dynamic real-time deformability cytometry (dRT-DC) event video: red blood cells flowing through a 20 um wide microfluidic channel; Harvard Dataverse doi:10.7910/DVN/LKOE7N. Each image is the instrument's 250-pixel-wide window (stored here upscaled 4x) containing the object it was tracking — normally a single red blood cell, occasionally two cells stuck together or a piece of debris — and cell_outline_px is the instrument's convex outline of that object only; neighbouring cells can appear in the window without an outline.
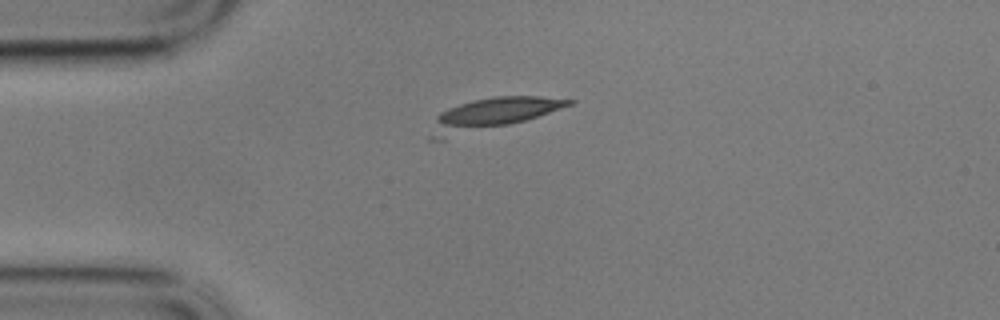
{"species": "common noctule bat (a hibernating species)", "species_latin": "Nyctalus noctula", "temperature_condition": "cold", "stored_images_in_passage": 22, "camera_frame_rate_fps": 3000, "um_per_image_px": 0.085, "animal": {"sex": "male", "body_mass_g": 17.9}, "frame": {"image": 1, "passage_image": 1, "time_ms": 0.0, "image_size_px": [1000, 320], "cell_outline_px": [[576, 100], [572, 104], [524, 120], [444, 140], [428, 140], [428, 136], [436, 116], [440, 112], [448, 108], [472, 100], [496, 96], [540, 96]], "centroid_in_image_um": [41.72, 9.71], "position_along_channel_um": 43.3, "area_um2": 25.14}}
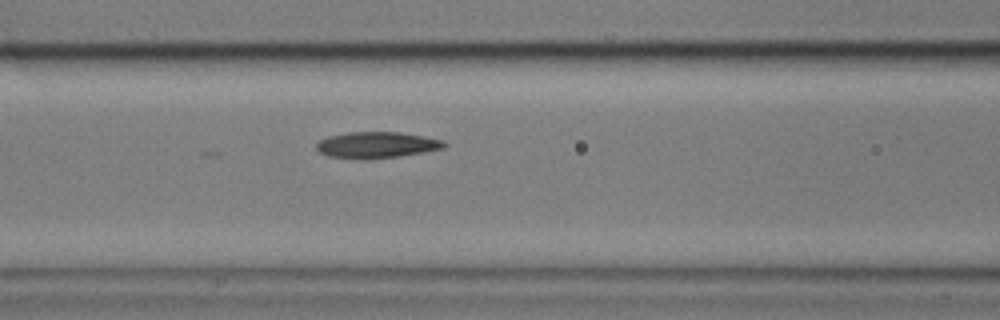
{"frame": {"image": 2, "passage_image": 11, "time_ms": 3.333, "image_size_px": [1000, 320], "cell_outline_px": [[448, 144], [444, 148], [424, 152], [400, 156], [368, 160], [360, 160], [328, 156], [320, 152], [316, 148], [316, 144], [320, 140], [328, 136], [348, 132], [400, 132], [424, 136], [444, 140]], "centroid_in_image_um": [32.03, 12.33], "position_along_channel_um": 134.6, "area_um2": 19.83}}
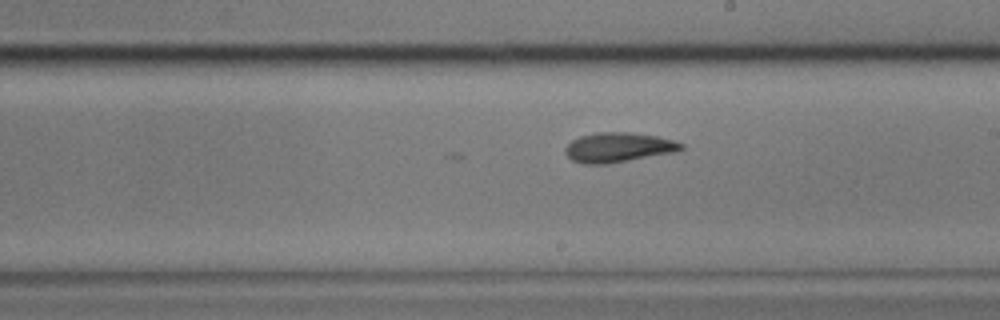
{"frame": {"image": 3, "passage_image": 20, "time_ms": 6.333, "image_size_px": [1000, 320], "cell_outline_px": [[684, 148], [672, 152], [608, 164], [580, 164], [572, 160], [564, 152], [564, 148], [572, 140], [580, 136], [596, 132], [628, 132], [656, 136], [672, 140], [684, 144]], "centroid_in_image_um": [52.5, 12.53], "position_along_channel_um": 236.5, "area_um2": 19.94}}